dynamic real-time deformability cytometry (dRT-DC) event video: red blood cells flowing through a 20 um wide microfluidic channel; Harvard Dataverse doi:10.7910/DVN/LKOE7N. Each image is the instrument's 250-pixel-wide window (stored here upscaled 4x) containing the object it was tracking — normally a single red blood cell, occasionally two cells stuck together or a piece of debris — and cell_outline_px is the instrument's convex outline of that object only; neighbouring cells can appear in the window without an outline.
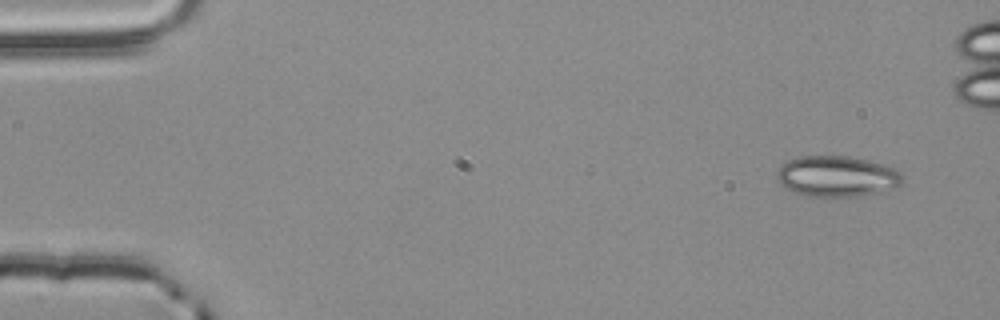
{"species": "common noctule bat (a hibernating species)", "species_latin": "Nyctalus noctula", "temperature_condition": "room temperature", "stored_images_in_passage": 4, "camera_frame_rate_fps": 3000, "um_per_image_px": 0.085, "animal": {"sex": "male", "body_mass_g": 20.4}, "frame": {"image": 1, "passage_image": 1, "time_ms": 0.0, "image_size_px": [1000, 320], "cell_outline_px": [[904, 180], [896, 188], [856, 196], [800, 196], [784, 188], [780, 184], [776, 176], [776, 172], [788, 160], [800, 156], [848, 156], [868, 160], [884, 164], [900, 172], [904, 176]], "centroid_in_image_um": [71.12, 14.99], "position_along_channel_um": 13.9, "area_um2": 30.0}}